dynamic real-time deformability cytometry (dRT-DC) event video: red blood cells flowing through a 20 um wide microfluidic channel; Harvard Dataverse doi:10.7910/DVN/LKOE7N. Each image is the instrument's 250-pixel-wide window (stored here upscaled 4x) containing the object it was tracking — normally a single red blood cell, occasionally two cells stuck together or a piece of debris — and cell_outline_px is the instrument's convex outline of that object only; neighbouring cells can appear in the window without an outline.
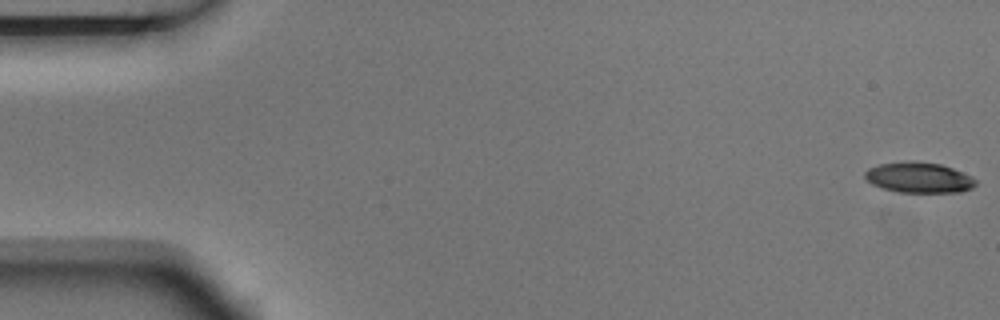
{"species": "Egyptian fruit bat (a non-hibernating species)", "species_latin": "Rousettus aegyptiacus", "temperature_condition": "room temperature", "stored_images_in_passage": 5, "camera_frame_rate_fps": 3000, "um_per_image_px": 0.085, "animal": {"sex": "male"}, "frame": {"image": 1, "passage_image": 1, "time_ms": 0.0, "image_size_px": [1000, 320], "cell_outline_px": [[976, 184], [972, 188], [960, 192], [900, 192], [880, 188], [872, 184], [864, 176], [864, 172], [868, 168], [880, 164], [912, 160], [940, 164], [952, 168], [972, 176], [976, 180]], "centroid_in_image_um": [78.1, 15.09], "position_along_channel_um": 6.9, "area_um2": 19.77}}
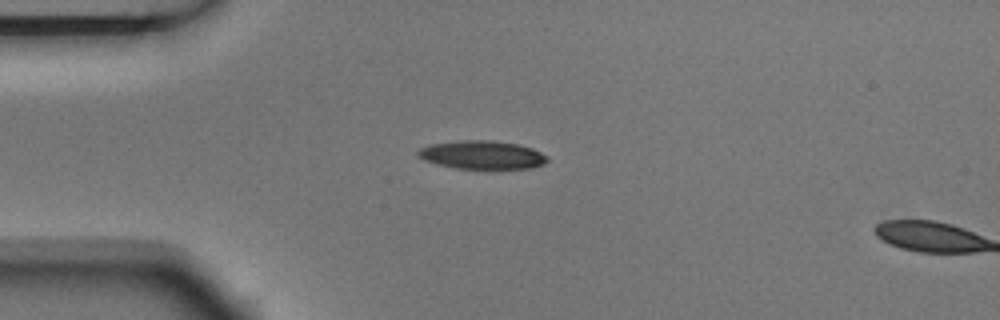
{"frame": {"image": 2, "passage_image": 4, "time_ms": 1.0, "image_size_px": [1000, 320], "cell_outline_px": [[548, 160], [544, 164], [532, 168], [456, 168], [424, 160], [416, 152], [420, 148], [432, 144], [464, 140], [492, 140], [516, 144], [532, 148], [548, 156]], "centroid_in_image_um": [41.02, 13.16], "position_along_channel_um": 44.0, "area_um2": 21.04}}